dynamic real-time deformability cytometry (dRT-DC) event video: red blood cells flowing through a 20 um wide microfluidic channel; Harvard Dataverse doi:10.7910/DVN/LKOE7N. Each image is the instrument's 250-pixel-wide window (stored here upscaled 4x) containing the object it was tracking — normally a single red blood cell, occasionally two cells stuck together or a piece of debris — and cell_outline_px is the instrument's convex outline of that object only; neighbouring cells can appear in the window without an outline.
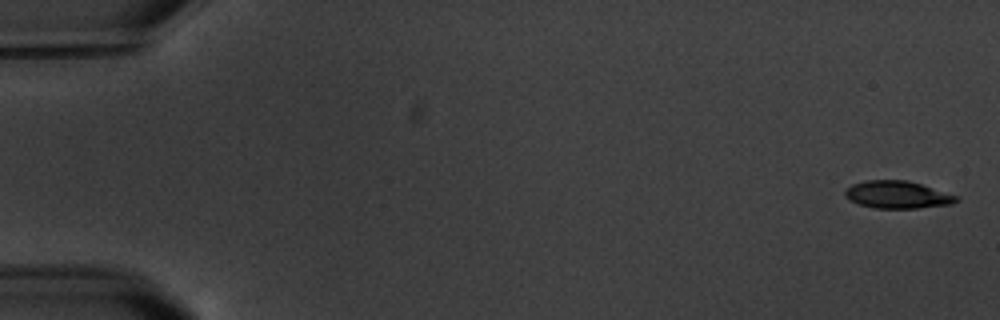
{"species": "common noctule bat (a hibernating species)", "species_latin": "Nyctalus noctula", "temperature_condition": "warm", "stored_images_in_passage": 17, "camera_frame_rate_fps": 3000, "um_per_image_px": 0.085, "animal": {"sex": "male", "body_mass_g": 20.1, "forearm_length_mm": 53.5}, "frame": {"image": 1, "passage_image": 1, "time_ms": 0.0, "image_size_px": [1000, 320], "cell_outline_px": [[960, 200], [952, 204], [916, 208], [872, 208], [860, 204], [844, 196], [844, 192], [852, 184], [868, 180], [908, 180], [960, 196]], "centroid_in_image_um": [76.33, 16.55], "position_along_channel_um": 8.7, "area_um2": 17.8}}
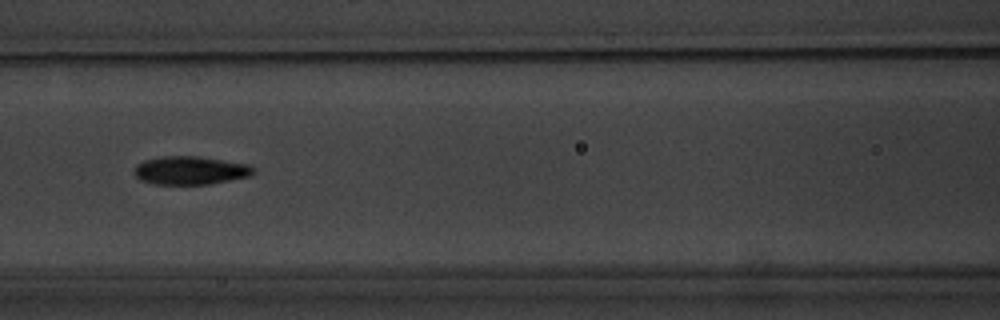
{"frame": {"image": 2, "passage_image": 8, "time_ms": 8.333, "image_size_px": [1000, 320], "cell_outline_px": [[256, 172], [252, 176], [208, 184], [152, 184], [140, 180], [136, 176], [136, 164], [144, 160], [164, 156], [196, 156], [224, 160], [248, 164], [256, 168]], "centroid_in_image_um": [16.23, 14.48], "position_along_channel_um": 150.4, "area_um2": 19.71}}
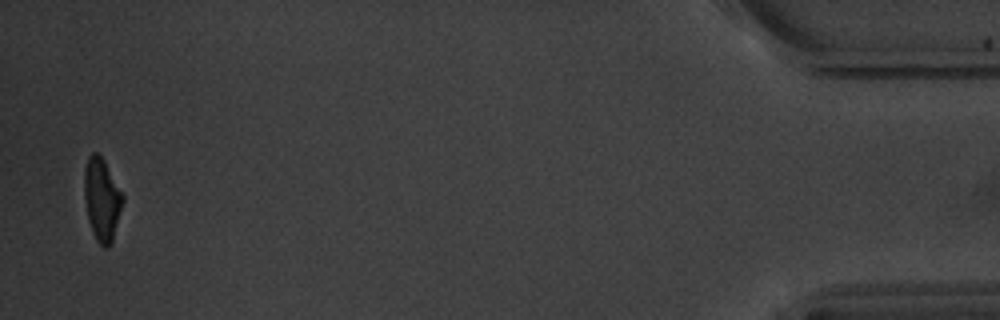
{"frame": {"image": 3, "passage_image": 17, "time_ms": 18.667, "image_size_px": [1000, 320], "cell_outline_px": [[124, 200], [112, 240], [108, 248], [104, 248], [96, 240], [92, 232], [88, 220], [84, 196], [84, 168], [88, 156], [92, 152], [96, 152], [104, 160], [124, 196]], "centroid_in_image_um": [8.64, 16.94], "position_along_channel_um": 426.6, "area_um2": 18.5}, "authors_computed_cell_mechanics": {"area_um2": 18.9006, "velocity_mm_per_s": 3.4748, "shape_relaxation_time_tau1_ms": 2.2108, "shape_relaxation_time_tau2_ms": 1.91, "deformation_change_tau1": 0.131, "deformation_change_tau2": 0.0779}}